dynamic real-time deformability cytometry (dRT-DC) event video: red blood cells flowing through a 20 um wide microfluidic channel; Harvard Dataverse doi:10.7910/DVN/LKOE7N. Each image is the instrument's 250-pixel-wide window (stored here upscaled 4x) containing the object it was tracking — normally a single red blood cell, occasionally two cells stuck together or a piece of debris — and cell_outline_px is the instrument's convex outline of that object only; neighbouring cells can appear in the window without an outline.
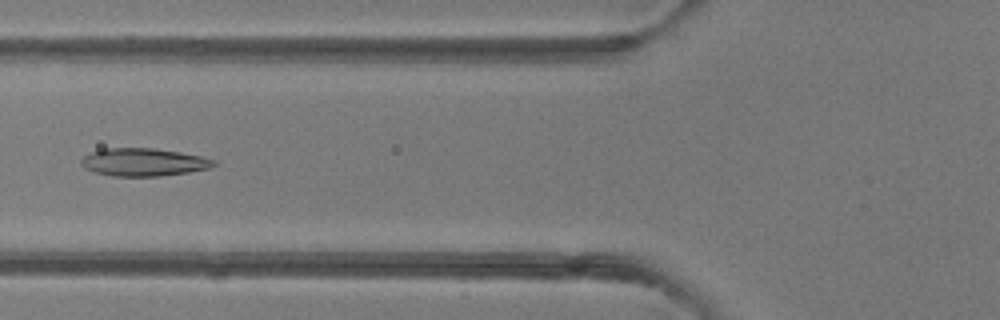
{"species": "common noctule bat (a hibernating species)", "species_latin": "Nyctalus noctula", "temperature_condition": "room temperature", "stored_images_in_passage": 7, "camera_frame_rate_fps": 3000, "um_per_image_px": 0.085, "animal": {"sex": "female"}, "frame": {"image": 1, "passage_image": 6, "time_ms": 6.0, "image_size_px": [1000, 320], "cell_outline_px": [[216, 164], [208, 168], [188, 172], [160, 176], [112, 176], [92, 172], [84, 168], [80, 164], [80, 160], [84, 156], [92, 152], [104, 148], [152, 148], [180, 152], [200, 156], [216, 160]], "centroid_in_image_um": [12.16, 13.78], "position_along_channel_um": 113.6, "area_um2": 21.5}}
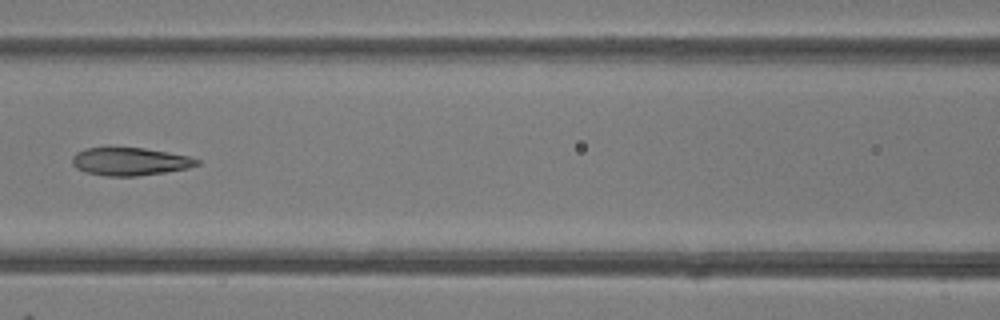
{"frame": {"image": 2, "passage_image": 7, "time_ms": 7.0, "image_size_px": [1000, 320], "cell_outline_px": [[200, 164], [188, 168], [164, 172], [136, 176], [104, 176], [84, 172], [76, 168], [72, 164], [72, 156], [76, 152], [84, 148], [108, 144], [144, 148], [188, 156], [200, 160]], "centroid_in_image_um": [10.95, 13.68], "position_along_channel_um": 155.7, "area_um2": 21.1}}